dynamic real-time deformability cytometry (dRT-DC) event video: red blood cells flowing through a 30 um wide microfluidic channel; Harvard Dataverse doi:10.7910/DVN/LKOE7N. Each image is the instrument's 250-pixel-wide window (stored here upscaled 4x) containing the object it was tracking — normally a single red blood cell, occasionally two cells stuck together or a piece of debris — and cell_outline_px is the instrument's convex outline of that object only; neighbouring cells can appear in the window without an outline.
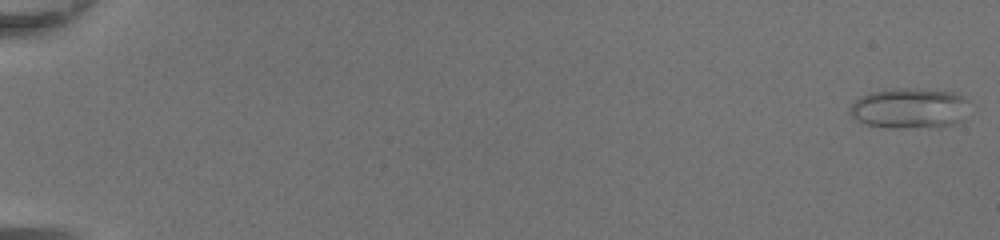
{"species": "common noctule bat (a hibernating species)", "species_latin": "Nyctalus noctula", "temperature_condition": "room temperature", "stored_images_in_passage": 48, "camera_frame_rate_fps": 3000, "um_per_image_px": 0.085, "animal": {"sex": "female", "body_mass_g": 20.0, "forearm_length_mm": 54.0}, "frame": {"image": 1, "passage_image": 1, "time_ms": 0.0, "image_size_px": [1000, 240], "cell_outline_px": [[968, 100], [964, 120], [956, 124], [940, 128], [888, 128], [868, 124], [852, 116], [848, 112], [852, 104], [856, 100], [872, 92], [892, 88], [916, 88], [952, 92]], "centroid_in_image_um": [77.36, 9.22], "position_along_channel_um": 7.6, "area_um2": 28.32}}
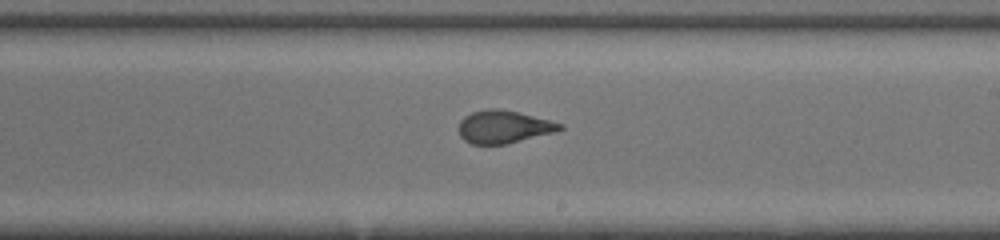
{"frame": {"image": 2, "passage_image": 31, "time_ms": 10.0, "image_size_px": [1000, 240], "cell_outline_px": [[564, 128], [556, 132], [508, 144], [472, 144], [464, 140], [460, 136], [460, 120], [464, 116], [472, 112], [488, 108], [500, 108], [564, 124]], "centroid_in_image_um": [42.82, 10.79], "position_along_channel_um": 246.2, "area_um2": 19.31}}
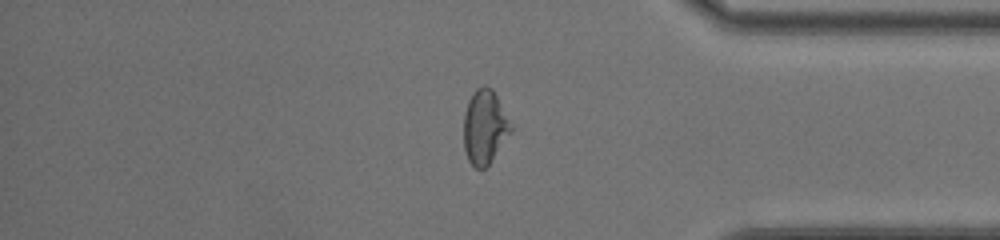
{"frame": {"image": 3, "passage_image": 42, "time_ms": 13.667, "image_size_px": [1000, 240], "cell_outline_px": [[512, 132], [488, 164], [484, 168], [476, 168], [468, 160], [464, 148], [464, 112], [468, 100], [472, 92], [476, 88], [484, 84], [492, 88], [512, 124]], "centroid_in_image_um": [41.19, 10.75], "position_along_channel_um": 394.0, "area_um2": 20.4}}